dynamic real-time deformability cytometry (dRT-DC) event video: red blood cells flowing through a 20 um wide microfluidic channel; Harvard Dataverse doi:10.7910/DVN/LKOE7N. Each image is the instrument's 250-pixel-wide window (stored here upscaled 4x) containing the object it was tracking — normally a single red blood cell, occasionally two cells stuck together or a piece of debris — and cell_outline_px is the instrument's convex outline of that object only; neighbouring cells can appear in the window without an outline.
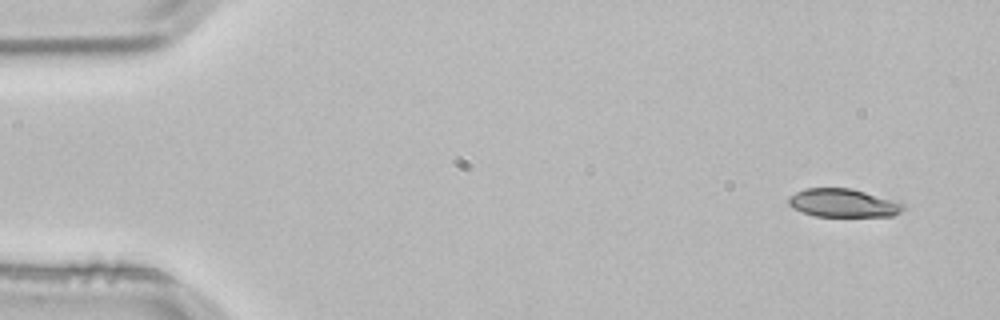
{"species": "common noctule bat (a hibernating species)", "species_latin": "Nyctalus noctula", "temperature_condition": "room temperature", "stored_images_in_passage": 4, "camera_frame_rate_fps": 3000, "um_per_image_px": 0.085, "animal": {"sex": "male", "body_mass_g": 21.5, "forearm_length_mm": 52.0}, "frame": {"image": 1, "passage_image": 1, "time_ms": 0.0, "image_size_px": [1000, 320], "cell_outline_px": [[904, 208], [900, 212], [892, 216], [816, 216], [792, 208], [788, 204], [788, 200], [796, 192], [804, 188], [852, 188], [900, 200], [904, 204]], "centroid_in_image_um": [71.74, 17.24], "position_along_channel_um": 13.3, "area_um2": 19.13}}
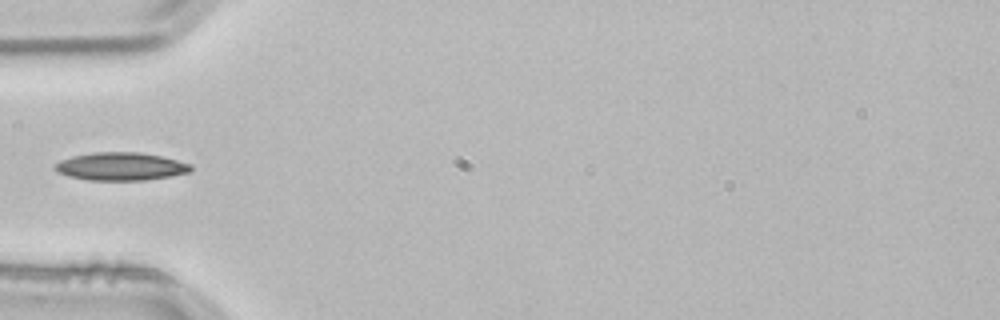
{"frame": {"image": 2, "passage_image": 4, "time_ms": 1.0, "image_size_px": [1000, 320], "cell_outline_px": [[192, 172], [144, 180], [88, 180], [56, 172], [52, 168], [60, 160], [72, 156], [92, 152], [140, 152], [160, 156], [192, 164]], "centroid_in_image_um": [10.26, 14.14], "position_along_channel_um": 74.7, "area_um2": 22.08}}